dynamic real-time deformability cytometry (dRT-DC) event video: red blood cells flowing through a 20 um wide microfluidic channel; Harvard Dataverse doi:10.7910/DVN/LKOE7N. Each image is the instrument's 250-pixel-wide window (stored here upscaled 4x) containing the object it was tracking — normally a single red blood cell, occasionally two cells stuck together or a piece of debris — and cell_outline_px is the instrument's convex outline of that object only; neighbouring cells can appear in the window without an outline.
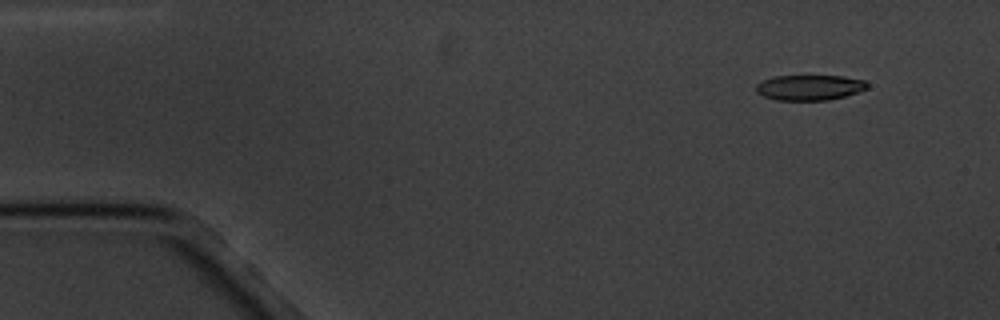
{"species": "common noctule bat (a hibernating species)", "species_latin": "Nyctalus noctula", "temperature_condition": "cold", "stored_images_in_passage": 7, "camera_frame_rate_fps": 3000, "um_per_image_px": 0.085, "animal": {"sex": "male", "body_mass_g": 20.1, "forearm_length_mm": 53.5}, "frame": {"image": 1, "passage_image": 2, "time_ms": 1.333, "image_size_px": [1000, 320], "cell_outline_px": [[868, 88], [844, 96], [828, 100], [776, 100], [764, 96], [756, 92], [756, 84], [764, 80], [776, 76], [844, 76], [864, 80], [868, 84]], "centroid_in_image_um": [68.81, 7.44], "position_along_channel_um": 16.2, "area_um2": 16.3}}
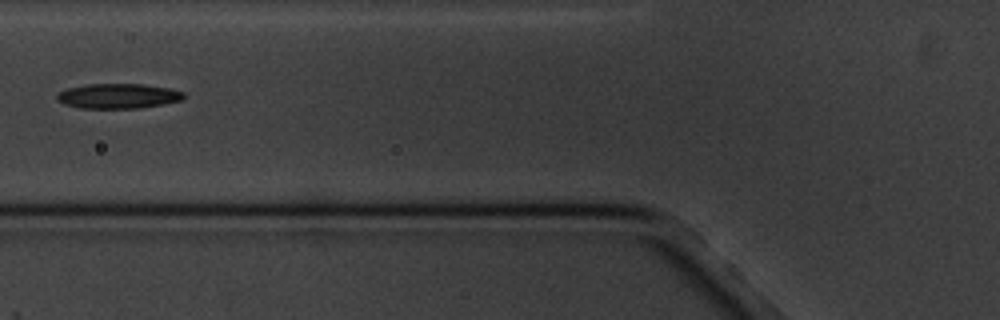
{"frame": {"image": 2, "passage_image": 6, "time_ms": 7.0, "image_size_px": [1000, 320], "cell_outline_px": [[184, 96], [180, 100], [164, 104], [140, 108], [80, 108], [64, 104], [56, 100], [56, 96], [60, 92], [68, 88], [88, 84], [140, 84], [172, 88], [184, 92]], "centroid_in_image_um": [10.05, 8.16], "position_along_channel_um": 115.8, "area_um2": 18.38}}
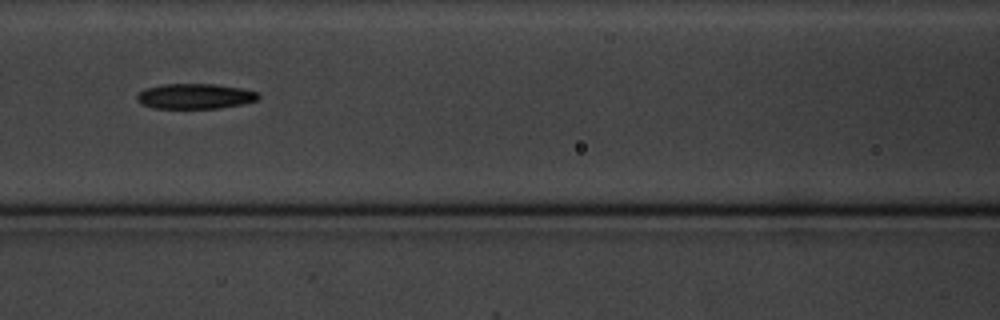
{"frame": {"image": 3, "passage_image": 7, "time_ms": 8.0, "image_size_px": [1000, 320], "cell_outline_px": [[260, 96], [256, 100], [240, 104], [220, 108], [152, 108], [140, 104], [136, 100], [136, 96], [144, 88], [164, 84], [216, 84], [244, 88], [260, 92]], "centroid_in_image_um": [16.57, 8.17], "position_along_channel_um": 150.0, "area_um2": 18.03}}